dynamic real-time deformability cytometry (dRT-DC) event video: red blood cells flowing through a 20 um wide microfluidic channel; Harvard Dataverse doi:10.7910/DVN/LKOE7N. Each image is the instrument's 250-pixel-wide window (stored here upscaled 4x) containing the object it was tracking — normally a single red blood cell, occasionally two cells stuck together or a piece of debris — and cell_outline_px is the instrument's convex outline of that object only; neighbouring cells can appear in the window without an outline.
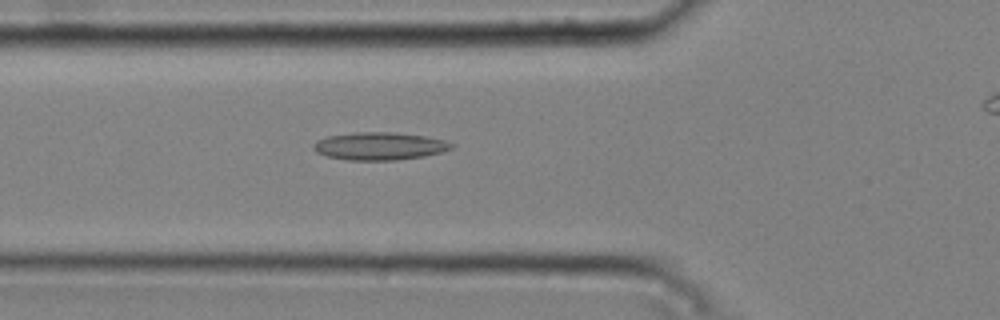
{"species": "common noctule bat (a hibernating species)", "species_latin": "Nyctalus noctula", "temperature_condition": "cold", "stored_images_in_passage": 45, "camera_frame_rate_fps": 3000, "um_per_image_px": 0.085, "animal": {"sex": "male", "body_mass_g": 20.4}, "frame": {"image": 1, "passage_image": 18, "time_ms": 5.667, "image_size_px": [1000, 320], "cell_outline_px": [[456, 144], [452, 148], [440, 152], [424, 156], [396, 160], [348, 160], [328, 156], [316, 152], [312, 148], [312, 144], [316, 140], [328, 136], [356, 132], [392, 132], [424, 136], [444, 140]], "centroid_in_image_um": [32.24, 12.41], "position_along_channel_um": 93.6, "area_um2": 22.25}}
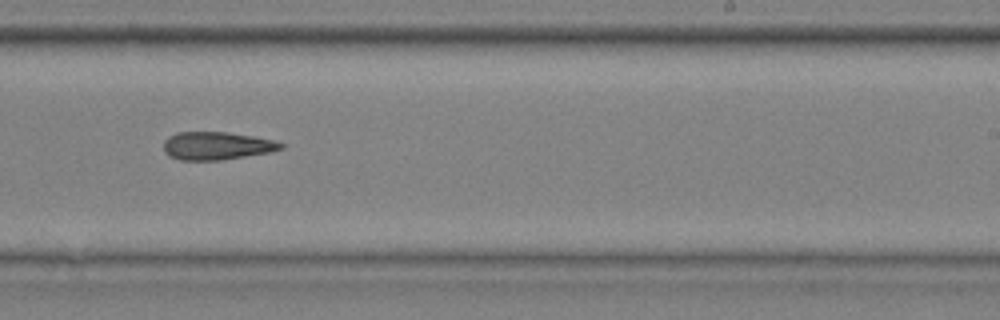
{"frame": {"image": 2, "passage_image": 32, "time_ms": 10.333, "image_size_px": [1000, 320], "cell_outline_px": [[284, 148], [272, 152], [220, 160], [180, 160], [168, 156], [164, 152], [164, 140], [168, 136], [176, 132], [228, 132], [276, 140], [284, 144]], "centroid_in_image_um": [18.42, 12.39], "position_along_channel_um": 270.6, "area_um2": 19.31}}
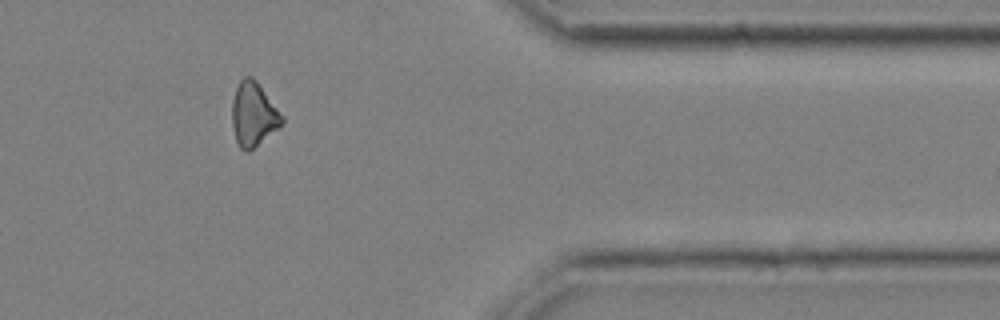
{"frame": {"image": 3, "passage_image": 43, "time_ms": 14.0, "image_size_px": [1000, 320], "cell_outline_px": [[284, 120], [280, 128], [248, 152], [244, 152], [240, 148], [236, 140], [232, 124], [232, 100], [236, 88], [240, 80], [244, 76], [252, 76], [256, 80], [284, 116]], "centroid_in_image_um": [21.55, 9.73], "position_along_channel_um": 389.8, "area_um2": 18.79}, "authors_computed_cell_mechanics": {"area_um2": 20.3456, "velocity_mm_per_s": 3.7936, "shape_relaxation_time_tau1_ms": null, "shape_relaxation_time_tau2_ms": 10.9425, "deformation_change_tau1": null, "deformation_change_tau2": 0.2566}}